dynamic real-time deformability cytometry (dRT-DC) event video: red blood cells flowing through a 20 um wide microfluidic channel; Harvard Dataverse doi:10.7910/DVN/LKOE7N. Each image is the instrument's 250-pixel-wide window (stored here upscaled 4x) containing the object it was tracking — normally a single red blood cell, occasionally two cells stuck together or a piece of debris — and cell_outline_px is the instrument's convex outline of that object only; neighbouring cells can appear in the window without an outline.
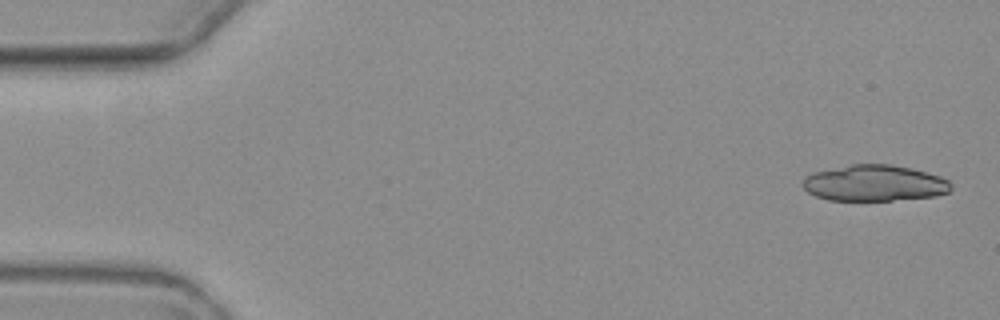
{"species": "common noctule bat (a hibernating species)", "species_latin": "Nyctalus noctula", "temperature_condition": "warm", "stored_images_in_passage": 5, "camera_frame_rate_fps": 3000, "um_per_image_px": 0.085, "animal": {"sex": "female", "body_mass_g": 19.3, "forearm_length_mm": 54.1}, "frame": {"image": 1, "passage_image": 1, "time_ms": 0.0, "image_size_px": [1000, 320], "cell_outline_px": [[952, 188], [948, 192], [936, 196], [892, 200], [828, 200], [816, 196], [808, 192], [800, 184], [804, 176], [812, 172], [848, 164], [892, 164], [912, 168], [940, 176], [948, 180], [952, 184]], "centroid_in_image_um": [74.29, 15.55], "position_along_channel_um": 10.7, "area_um2": 31.56}}